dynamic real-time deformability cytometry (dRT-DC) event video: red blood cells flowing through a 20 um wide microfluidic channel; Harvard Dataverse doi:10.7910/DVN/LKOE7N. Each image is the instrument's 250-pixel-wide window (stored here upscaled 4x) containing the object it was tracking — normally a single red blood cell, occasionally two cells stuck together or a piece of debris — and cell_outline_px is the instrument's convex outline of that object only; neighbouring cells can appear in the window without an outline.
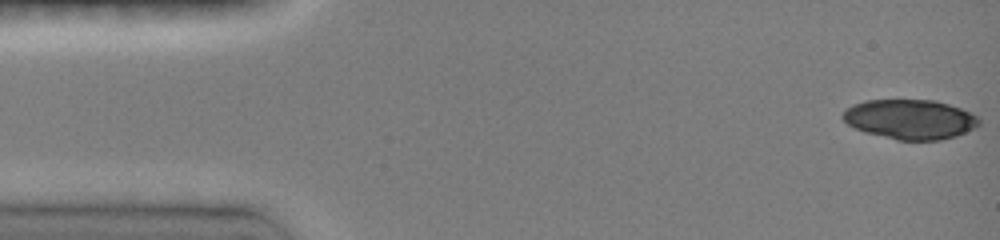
{"species": "common noctule bat (a hibernating species)", "species_latin": "Nyctalus noctula", "temperature_condition": "room temperature", "stored_images_in_passage": 11, "camera_frame_rate_fps": 3000, "um_per_image_px": 0.085, "animal": {"sex": "female", "body_mass_g": 19.0, "forearm_length_mm": 51.5}, "frame": {"image": 1, "passage_image": 1, "time_ms": 0.0, "image_size_px": [1000, 240], "cell_outline_px": [[980, 124], [956, 136], [936, 140], [896, 140], [868, 132], [856, 128], [848, 124], [844, 120], [844, 112], [852, 104], [868, 100], [936, 100], [960, 108], [980, 116]], "centroid_in_image_um": [77.4, 10.13], "position_along_channel_um": 7.6, "area_um2": 31.15}}
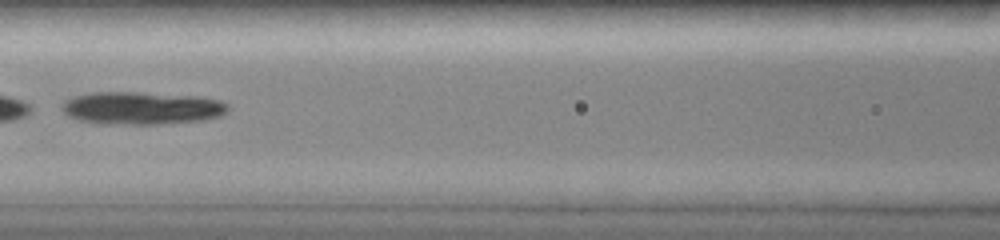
{"frame": {"image": 2, "passage_image": 10, "time_ms": 6.667, "image_size_px": [1000, 240], "cell_outline_px": [[228, 112], [220, 116], [204, 120], [156, 124], [96, 124], [80, 120], [68, 116], [60, 108], [60, 104], [64, 100], [88, 92], [136, 92], [200, 96], [220, 100], [228, 104]], "centroid_in_image_um": [12.02, 9.18], "position_along_channel_um": 154.6, "area_um2": 32.08}}